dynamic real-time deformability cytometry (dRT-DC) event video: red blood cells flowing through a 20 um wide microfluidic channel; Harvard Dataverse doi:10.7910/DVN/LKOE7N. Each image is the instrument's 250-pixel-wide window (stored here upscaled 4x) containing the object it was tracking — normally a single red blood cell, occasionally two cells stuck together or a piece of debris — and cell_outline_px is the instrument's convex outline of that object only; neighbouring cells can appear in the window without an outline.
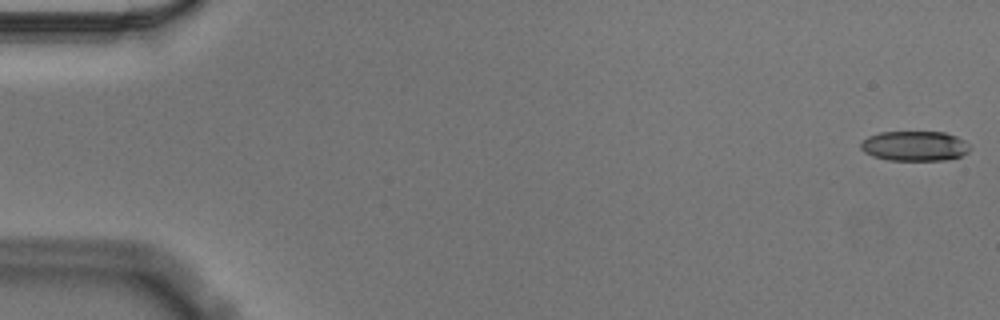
{"species": "Egyptian fruit bat (a non-hibernating species)", "species_latin": "Rousettus aegyptiacus", "temperature_condition": "cold", "stored_images_in_passage": 57, "camera_frame_rate_fps": 3000, "um_per_image_px": 0.085, "animal": {"sex": "male"}, "frame": {"image": 1, "passage_image": 1, "time_ms": 0.0, "image_size_px": [1000, 320], "cell_outline_px": [[968, 152], [960, 156], [944, 160], [888, 160], [872, 156], [864, 152], [860, 148], [860, 144], [868, 136], [880, 132], [944, 132], [956, 136], [964, 140], [968, 144]], "centroid_in_image_um": [77.72, 12.41], "position_along_channel_um": 7.3, "area_um2": 18.96}}
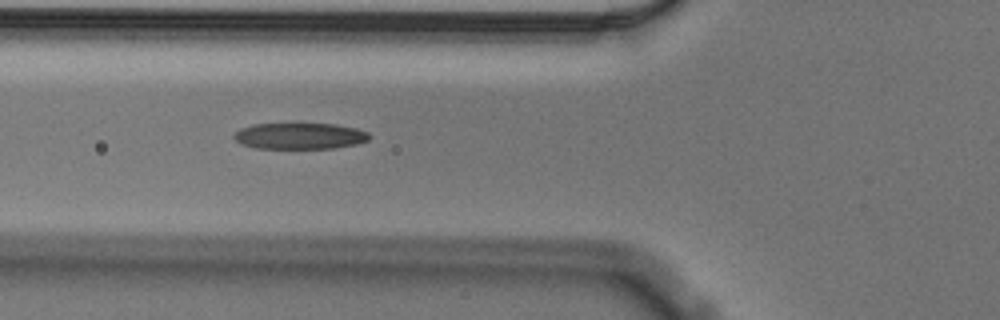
{"frame": {"image": 2, "passage_image": 21, "time_ms": 6.667, "image_size_px": [1000, 320], "cell_outline_px": [[372, 136], [368, 140], [356, 144], [336, 148], [256, 148], [240, 144], [232, 136], [240, 128], [252, 124], [292, 120], [336, 124], [356, 128], [368, 132]], "centroid_in_image_um": [25.45, 11.49], "position_along_channel_um": 100.3, "area_um2": 21.96}}
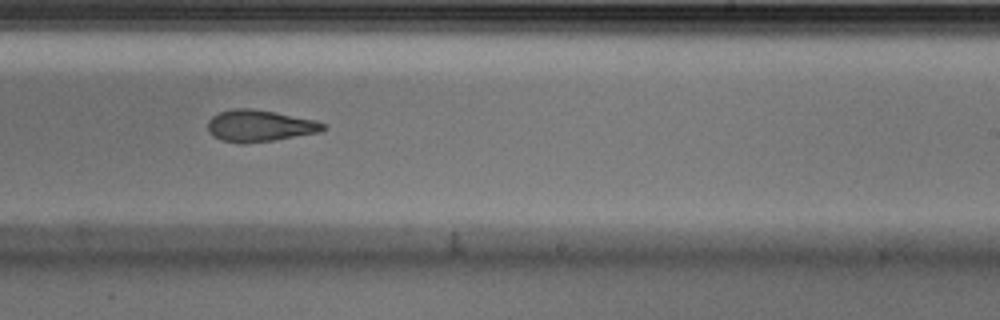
{"frame": {"image": 3, "passage_image": 35, "time_ms": 11.333, "image_size_px": [1000, 320], "cell_outline_px": [[328, 128], [320, 132], [276, 140], [244, 144], [240, 144], [220, 140], [212, 136], [208, 132], [208, 120], [212, 116], [220, 112], [232, 108], [252, 108], [276, 112], [316, 120], [324, 124]], "centroid_in_image_um": [22.05, 10.7], "position_along_channel_um": 266.9, "area_um2": 21.68}, "authors_computed_cell_mechanics": {"area_um2": 21.5594, "velocity_mm_per_s": 3.5637, "shape_relaxation_time_tau1_ms": 11.189, "shape_relaxation_time_tau2_ms": 4.2229, "deformation_change_tau1": 0.2212, "deformation_change_tau2": 0.1361}}